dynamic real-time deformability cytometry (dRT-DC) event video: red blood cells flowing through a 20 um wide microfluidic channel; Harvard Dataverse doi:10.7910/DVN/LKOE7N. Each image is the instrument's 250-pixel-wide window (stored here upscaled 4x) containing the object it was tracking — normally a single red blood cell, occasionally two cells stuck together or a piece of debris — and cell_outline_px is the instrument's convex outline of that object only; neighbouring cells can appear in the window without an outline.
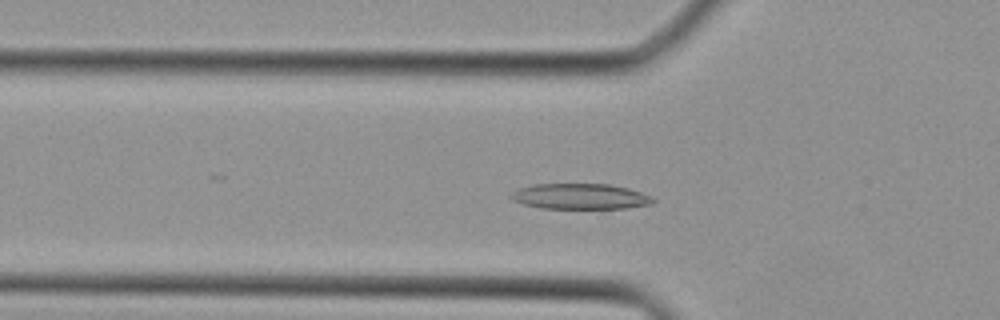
{"species": "Egyptian fruit bat (a non-hibernating species)", "species_latin": "Rousettus aegyptiacus", "temperature_condition": "cold", "stored_images_in_passage": 19, "camera_frame_rate_fps": 3000, "um_per_image_px": 0.085, "animal": {"sex": "female"}, "frame": {"image": 1, "passage_image": 3, "time_ms": 0.667, "image_size_px": [1000, 320], "cell_outline_px": [[656, 200], [652, 204], [628, 208], [540, 208], [524, 204], [512, 200], [508, 196], [508, 192], [516, 188], [532, 184], [608, 184], [628, 188], [652, 196]], "centroid_in_image_um": [49.26, 16.69], "position_along_channel_um": 76.5, "area_um2": 21.44}}
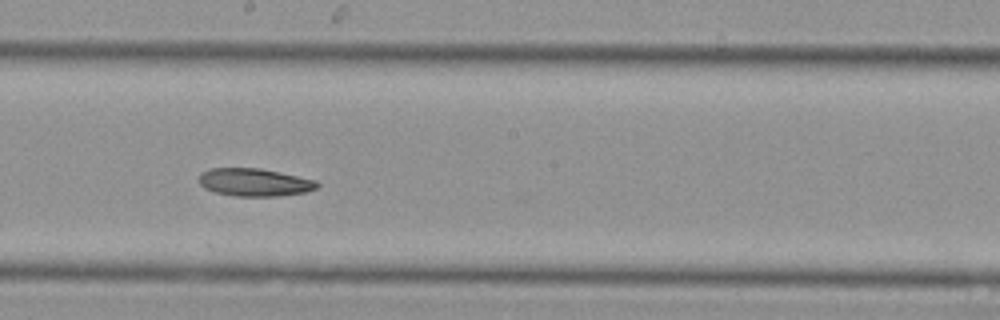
{"frame": {"image": 2, "passage_image": 12, "time_ms": 3.667, "image_size_px": [1000, 320], "cell_outline_px": [[320, 184], [316, 188], [308, 192], [276, 196], [236, 196], [216, 192], [204, 188], [200, 184], [200, 172], [208, 168], [260, 168], [280, 172], [316, 180]], "centroid_in_image_um": [21.64, 15.49], "position_along_channel_um": 226.6, "area_um2": 19.19}}
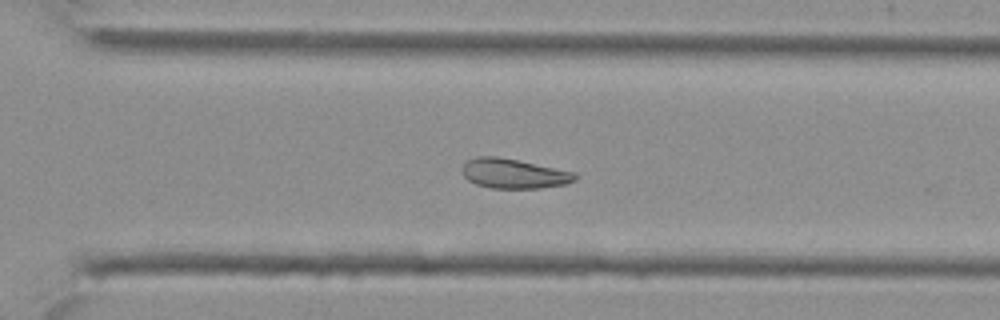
{"frame": {"image": 3, "passage_image": 18, "time_ms": 5.667, "image_size_px": [1000, 320], "cell_outline_px": [[576, 180], [564, 184], [540, 188], [492, 188], [476, 184], [468, 180], [464, 176], [460, 168], [468, 160], [476, 156], [496, 156], [576, 172]], "centroid_in_image_um": [43.64, 14.75], "position_along_channel_um": 327.0, "area_um2": 19.42}}